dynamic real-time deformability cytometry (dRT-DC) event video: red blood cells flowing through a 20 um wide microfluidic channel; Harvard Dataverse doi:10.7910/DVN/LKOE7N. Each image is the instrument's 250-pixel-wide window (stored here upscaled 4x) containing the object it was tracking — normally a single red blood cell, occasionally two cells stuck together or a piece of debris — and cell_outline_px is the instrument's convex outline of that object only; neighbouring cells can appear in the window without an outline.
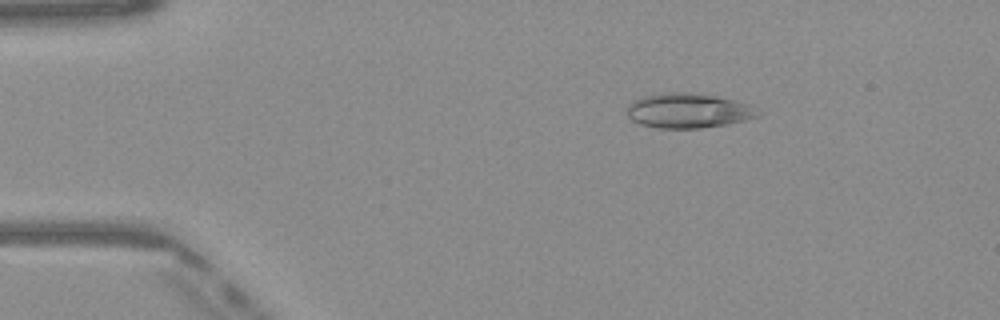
{"species": "Egyptian fruit bat (a non-hibernating species)", "species_latin": "Rousettus aegyptiacus", "temperature_condition": "warm", "stored_images_in_passage": 49, "camera_frame_rate_fps": 3000, "um_per_image_px": 0.085, "frame": {"image": 1, "passage_image": 8, "time_ms": 2.333, "image_size_px": [1000, 320], "cell_outline_px": [[764, 112], [760, 116], [744, 120], [724, 124], [700, 128], [660, 128], [640, 124], [632, 120], [628, 116], [628, 104], [632, 100], [644, 96], [660, 92], [688, 92], [712, 96], [732, 100], [748, 104]], "centroid_in_image_um": [58.49, 9.4], "position_along_channel_um": 26.5, "area_um2": 26.41}}
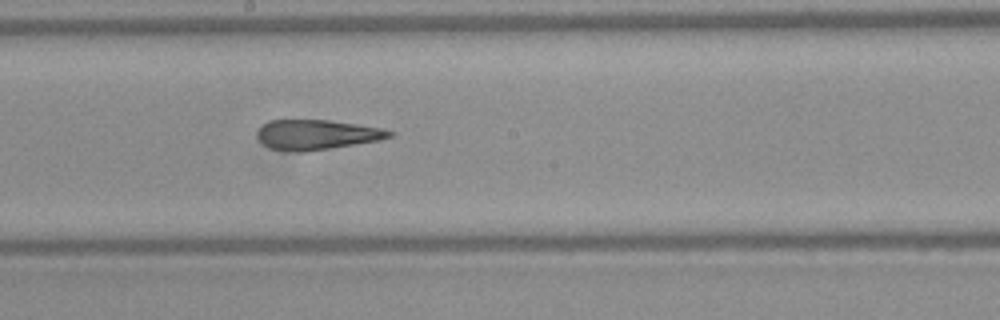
{"frame": {"image": 2, "passage_image": 27, "time_ms": 8.667, "image_size_px": [1000, 320], "cell_outline_px": [[392, 136], [380, 140], [304, 152], [296, 152], [268, 148], [256, 136], [256, 132], [264, 124], [272, 120], [328, 120], [356, 124], [380, 128], [392, 132]], "centroid_in_image_um": [26.88, 11.45], "position_along_channel_um": 221.3, "area_um2": 22.77}}
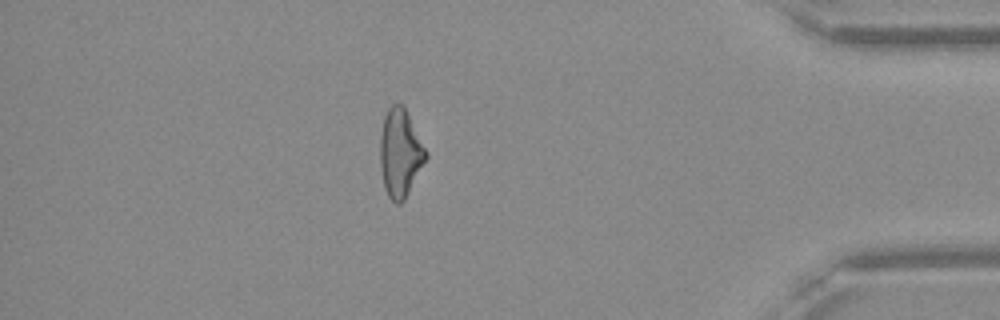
{"frame": {"image": 3, "passage_image": 43, "time_ms": 14.0, "image_size_px": [1000, 320], "cell_outline_px": [[428, 156], [404, 200], [400, 204], [396, 204], [388, 196], [384, 188], [380, 164], [380, 136], [384, 116], [388, 108], [392, 104], [400, 104], [404, 108], [428, 152]], "centroid_in_image_um": [34.0, 13.03], "position_along_channel_um": 401.2, "area_um2": 23.24}, "authors_computed_cell_mechanics": {"area_um2": 24.3916, "velocity_mm_per_s": 4.105, "shape_relaxation_time_tau1_ms": null, "shape_relaxation_time_tau2_ms": 2.6784, "deformation_change_tau1": null, "deformation_change_tau2": 0.1367}}